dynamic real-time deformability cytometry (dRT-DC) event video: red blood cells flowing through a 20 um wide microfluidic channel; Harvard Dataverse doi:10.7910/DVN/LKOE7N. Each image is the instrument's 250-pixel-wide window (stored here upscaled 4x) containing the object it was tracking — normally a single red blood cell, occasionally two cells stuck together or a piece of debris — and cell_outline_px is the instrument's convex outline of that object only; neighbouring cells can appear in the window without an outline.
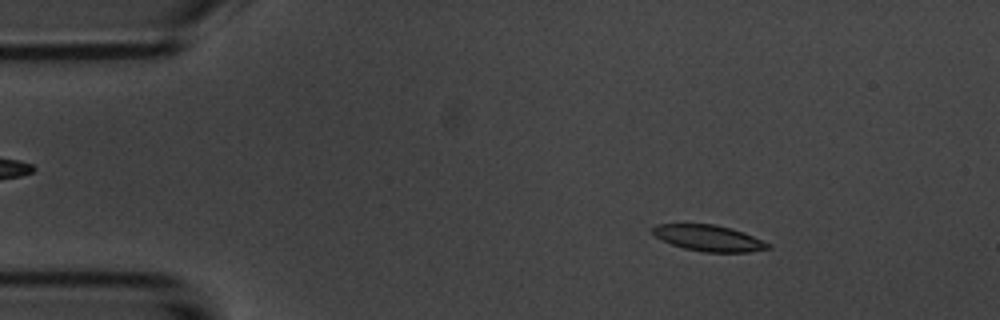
{"species": "common noctule bat (a hibernating species)", "species_latin": "Nyctalus noctula", "temperature_condition": "room temperature", "stored_images_in_passage": 53, "camera_frame_rate_fps": 3000, "um_per_image_px": 0.085, "animal": {"sex": "male", "body_mass_g": 20.1, "forearm_length_mm": 53.5}, "frame": {"image": 1, "passage_image": 7, "time_ms": 2.0, "image_size_px": [1000, 320], "cell_outline_px": [[772, 248], [748, 252], [704, 252], [684, 248], [672, 244], [656, 236], [652, 232], [652, 228], [656, 224], [716, 224], [732, 228], [744, 232], [772, 244]], "centroid_in_image_um": [60.3, 20.23], "position_along_channel_um": 24.7, "area_um2": 17.57}}
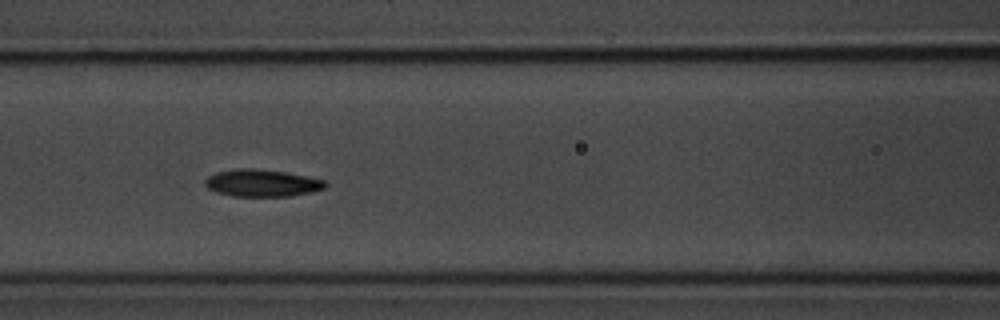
{"frame": {"image": 2, "passage_image": 22, "time_ms": 7.0, "image_size_px": [1000, 320], "cell_outline_px": [[328, 184], [324, 188], [312, 192], [288, 196], [232, 196], [216, 192], [208, 188], [204, 184], [204, 180], [208, 176], [216, 172], [236, 168], [252, 168], [284, 172], [308, 176], [324, 180]], "centroid_in_image_um": [22.25, 15.55], "position_along_channel_um": 144.4, "area_um2": 19.07}}
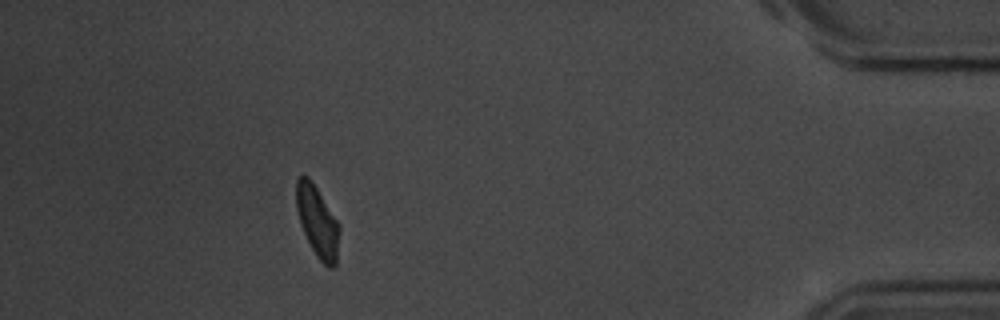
{"frame": {"image": 3, "passage_image": 48, "time_ms": 15.667, "image_size_px": [1000, 320], "cell_outline_px": [[340, 228], [336, 264], [332, 268], [328, 268], [316, 256], [300, 224], [296, 208], [296, 180], [300, 176], [308, 176], [340, 224]], "centroid_in_image_um": [26.99, 18.85], "position_along_channel_um": 408.2, "area_um2": 17.69}, "authors_computed_cell_mechanics": {"area_um2": 18.3804, "velocity_mm_per_s": 3.6748, "shape_relaxation_time_tau1_ms": 2.4855, "shape_relaxation_time_tau2_ms": 8.2036, "deformation_change_tau1": 0.1087, "deformation_change_tau2": 0.1175}}